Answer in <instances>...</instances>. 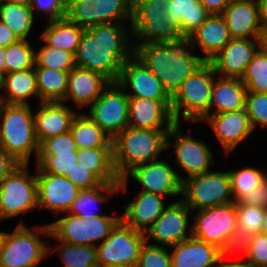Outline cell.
Listing matches in <instances>:
<instances>
[{"label": "cell", "mask_w": 267, "mask_h": 267, "mask_svg": "<svg viewBox=\"0 0 267 267\" xmlns=\"http://www.w3.org/2000/svg\"><path fill=\"white\" fill-rule=\"evenodd\" d=\"M127 23L97 24L87 28L74 54L75 65L117 82L122 65L134 54L132 29Z\"/></svg>", "instance_id": "obj_1"}, {"label": "cell", "mask_w": 267, "mask_h": 267, "mask_svg": "<svg viewBox=\"0 0 267 267\" xmlns=\"http://www.w3.org/2000/svg\"><path fill=\"white\" fill-rule=\"evenodd\" d=\"M193 49L191 38L185 36L172 42L139 45L134 54L172 97L183 81L205 63L202 57L192 54Z\"/></svg>", "instance_id": "obj_2"}, {"label": "cell", "mask_w": 267, "mask_h": 267, "mask_svg": "<svg viewBox=\"0 0 267 267\" xmlns=\"http://www.w3.org/2000/svg\"><path fill=\"white\" fill-rule=\"evenodd\" d=\"M168 130L136 129L130 126L112 139L113 166L122 179L135 166L159 160L166 151Z\"/></svg>", "instance_id": "obj_3"}, {"label": "cell", "mask_w": 267, "mask_h": 267, "mask_svg": "<svg viewBox=\"0 0 267 267\" xmlns=\"http://www.w3.org/2000/svg\"><path fill=\"white\" fill-rule=\"evenodd\" d=\"M0 147L20 164H29L32 153L37 158L40 144L31 104L0 102Z\"/></svg>", "instance_id": "obj_4"}, {"label": "cell", "mask_w": 267, "mask_h": 267, "mask_svg": "<svg viewBox=\"0 0 267 267\" xmlns=\"http://www.w3.org/2000/svg\"><path fill=\"white\" fill-rule=\"evenodd\" d=\"M216 76L213 65L205 62L183 81L172 96L171 112L176 123H180V114L185 121L194 123H201L210 115L211 94Z\"/></svg>", "instance_id": "obj_5"}, {"label": "cell", "mask_w": 267, "mask_h": 267, "mask_svg": "<svg viewBox=\"0 0 267 267\" xmlns=\"http://www.w3.org/2000/svg\"><path fill=\"white\" fill-rule=\"evenodd\" d=\"M41 235L50 237L49 224L30 229L24 222H20L14 231L6 232L0 267L38 266L43 258L49 256L51 250L48 242L41 240Z\"/></svg>", "instance_id": "obj_6"}, {"label": "cell", "mask_w": 267, "mask_h": 267, "mask_svg": "<svg viewBox=\"0 0 267 267\" xmlns=\"http://www.w3.org/2000/svg\"><path fill=\"white\" fill-rule=\"evenodd\" d=\"M121 221V215H102L86 219L66 212V215L49 223L50 237L73 245H95L103 242Z\"/></svg>", "instance_id": "obj_7"}, {"label": "cell", "mask_w": 267, "mask_h": 267, "mask_svg": "<svg viewBox=\"0 0 267 267\" xmlns=\"http://www.w3.org/2000/svg\"><path fill=\"white\" fill-rule=\"evenodd\" d=\"M28 164H19L0 182V220L12 218L38 208L36 174Z\"/></svg>", "instance_id": "obj_8"}, {"label": "cell", "mask_w": 267, "mask_h": 267, "mask_svg": "<svg viewBox=\"0 0 267 267\" xmlns=\"http://www.w3.org/2000/svg\"><path fill=\"white\" fill-rule=\"evenodd\" d=\"M181 195L182 200L193 213L201 209L235 202L228 171H209L186 179L182 183Z\"/></svg>", "instance_id": "obj_9"}, {"label": "cell", "mask_w": 267, "mask_h": 267, "mask_svg": "<svg viewBox=\"0 0 267 267\" xmlns=\"http://www.w3.org/2000/svg\"><path fill=\"white\" fill-rule=\"evenodd\" d=\"M128 109L129 96L117 82H110L89 106L87 115L113 139L128 127Z\"/></svg>", "instance_id": "obj_10"}, {"label": "cell", "mask_w": 267, "mask_h": 267, "mask_svg": "<svg viewBox=\"0 0 267 267\" xmlns=\"http://www.w3.org/2000/svg\"><path fill=\"white\" fill-rule=\"evenodd\" d=\"M181 126L175 123L167 132L166 150L175 148L176 164L183 168L188 176L181 178V183L191 177L211 171L214 165L213 154L204 141L194 139L189 134H182ZM173 138V139H172ZM173 140V141H171Z\"/></svg>", "instance_id": "obj_11"}, {"label": "cell", "mask_w": 267, "mask_h": 267, "mask_svg": "<svg viewBox=\"0 0 267 267\" xmlns=\"http://www.w3.org/2000/svg\"><path fill=\"white\" fill-rule=\"evenodd\" d=\"M145 242L143 232L120 221L110 235L97 244L98 265L126 264L136 267Z\"/></svg>", "instance_id": "obj_12"}, {"label": "cell", "mask_w": 267, "mask_h": 267, "mask_svg": "<svg viewBox=\"0 0 267 267\" xmlns=\"http://www.w3.org/2000/svg\"><path fill=\"white\" fill-rule=\"evenodd\" d=\"M66 17L84 29L128 20L132 23L133 0H81L67 10Z\"/></svg>", "instance_id": "obj_13"}, {"label": "cell", "mask_w": 267, "mask_h": 267, "mask_svg": "<svg viewBox=\"0 0 267 267\" xmlns=\"http://www.w3.org/2000/svg\"><path fill=\"white\" fill-rule=\"evenodd\" d=\"M129 176L142 186V191L163 197L182 194V176L177 174L167 161L156 160L135 166L120 179L119 190H127Z\"/></svg>", "instance_id": "obj_14"}, {"label": "cell", "mask_w": 267, "mask_h": 267, "mask_svg": "<svg viewBox=\"0 0 267 267\" xmlns=\"http://www.w3.org/2000/svg\"><path fill=\"white\" fill-rule=\"evenodd\" d=\"M236 220L235 202L198 210L190 225L192 236L221 250L237 228Z\"/></svg>", "instance_id": "obj_15"}, {"label": "cell", "mask_w": 267, "mask_h": 267, "mask_svg": "<svg viewBox=\"0 0 267 267\" xmlns=\"http://www.w3.org/2000/svg\"><path fill=\"white\" fill-rule=\"evenodd\" d=\"M191 212L181 198L168 204L162 215L144 233L146 241L153 239L156 242L155 245L170 248L189 239L192 237V228H189V236L186 233Z\"/></svg>", "instance_id": "obj_16"}, {"label": "cell", "mask_w": 267, "mask_h": 267, "mask_svg": "<svg viewBox=\"0 0 267 267\" xmlns=\"http://www.w3.org/2000/svg\"><path fill=\"white\" fill-rule=\"evenodd\" d=\"M117 83L129 97L172 100L160 80L135 54L122 65ZM127 89H131L130 93Z\"/></svg>", "instance_id": "obj_17"}, {"label": "cell", "mask_w": 267, "mask_h": 267, "mask_svg": "<svg viewBox=\"0 0 267 267\" xmlns=\"http://www.w3.org/2000/svg\"><path fill=\"white\" fill-rule=\"evenodd\" d=\"M36 173L38 207L52 211L56 214L55 217L68 212L80 188L66 176L46 172Z\"/></svg>", "instance_id": "obj_18"}, {"label": "cell", "mask_w": 267, "mask_h": 267, "mask_svg": "<svg viewBox=\"0 0 267 267\" xmlns=\"http://www.w3.org/2000/svg\"><path fill=\"white\" fill-rule=\"evenodd\" d=\"M172 100L129 97L128 126L136 129L169 130L176 122Z\"/></svg>", "instance_id": "obj_19"}, {"label": "cell", "mask_w": 267, "mask_h": 267, "mask_svg": "<svg viewBox=\"0 0 267 267\" xmlns=\"http://www.w3.org/2000/svg\"><path fill=\"white\" fill-rule=\"evenodd\" d=\"M260 47V38H232L210 63L217 76L242 78L247 65Z\"/></svg>", "instance_id": "obj_20"}, {"label": "cell", "mask_w": 267, "mask_h": 267, "mask_svg": "<svg viewBox=\"0 0 267 267\" xmlns=\"http://www.w3.org/2000/svg\"><path fill=\"white\" fill-rule=\"evenodd\" d=\"M209 123L214 135L228 155L247 140L253 132L246 109L208 115L203 122Z\"/></svg>", "instance_id": "obj_21"}, {"label": "cell", "mask_w": 267, "mask_h": 267, "mask_svg": "<svg viewBox=\"0 0 267 267\" xmlns=\"http://www.w3.org/2000/svg\"><path fill=\"white\" fill-rule=\"evenodd\" d=\"M110 82L99 72L75 66L69 72L68 88L63 102L72 100L77 108L83 109L95 102Z\"/></svg>", "instance_id": "obj_22"}, {"label": "cell", "mask_w": 267, "mask_h": 267, "mask_svg": "<svg viewBox=\"0 0 267 267\" xmlns=\"http://www.w3.org/2000/svg\"><path fill=\"white\" fill-rule=\"evenodd\" d=\"M36 109L34 124L39 144L50 137L70 131L72 121L77 115L64 102H40Z\"/></svg>", "instance_id": "obj_23"}, {"label": "cell", "mask_w": 267, "mask_h": 267, "mask_svg": "<svg viewBox=\"0 0 267 267\" xmlns=\"http://www.w3.org/2000/svg\"><path fill=\"white\" fill-rule=\"evenodd\" d=\"M134 50L147 43H166L181 39L182 29L179 22L173 20L169 14L157 18H132L130 23ZM143 39V41H142Z\"/></svg>", "instance_id": "obj_24"}, {"label": "cell", "mask_w": 267, "mask_h": 267, "mask_svg": "<svg viewBox=\"0 0 267 267\" xmlns=\"http://www.w3.org/2000/svg\"><path fill=\"white\" fill-rule=\"evenodd\" d=\"M222 15L232 38L254 39L261 37L262 28L258 2L232 0Z\"/></svg>", "instance_id": "obj_25"}, {"label": "cell", "mask_w": 267, "mask_h": 267, "mask_svg": "<svg viewBox=\"0 0 267 267\" xmlns=\"http://www.w3.org/2000/svg\"><path fill=\"white\" fill-rule=\"evenodd\" d=\"M189 37L193 48L198 47L203 52L205 62H210L232 39L222 14H210Z\"/></svg>", "instance_id": "obj_26"}, {"label": "cell", "mask_w": 267, "mask_h": 267, "mask_svg": "<svg viewBox=\"0 0 267 267\" xmlns=\"http://www.w3.org/2000/svg\"><path fill=\"white\" fill-rule=\"evenodd\" d=\"M163 196L140 191L135 200L130 201L121 215V221L134 230L145 233L165 210Z\"/></svg>", "instance_id": "obj_27"}, {"label": "cell", "mask_w": 267, "mask_h": 267, "mask_svg": "<svg viewBox=\"0 0 267 267\" xmlns=\"http://www.w3.org/2000/svg\"><path fill=\"white\" fill-rule=\"evenodd\" d=\"M171 267H216L220 250L193 236L171 246Z\"/></svg>", "instance_id": "obj_28"}, {"label": "cell", "mask_w": 267, "mask_h": 267, "mask_svg": "<svg viewBox=\"0 0 267 267\" xmlns=\"http://www.w3.org/2000/svg\"><path fill=\"white\" fill-rule=\"evenodd\" d=\"M246 94L247 89L241 78L216 76L211 94L210 115L245 109Z\"/></svg>", "instance_id": "obj_29"}, {"label": "cell", "mask_w": 267, "mask_h": 267, "mask_svg": "<svg viewBox=\"0 0 267 267\" xmlns=\"http://www.w3.org/2000/svg\"><path fill=\"white\" fill-rule=\"evenodd\" d=\"M2 90L7 93L3 94ZM32 96L39 98L34 68L11 72L0 79L1 103L29 105Z\"/></svg>", "instance_id": "obj_30"}, {"label": "cell", "mask_w": 267, "mask_h": 267, "mask_svg": "<svg viewBox=\"0 0 267 267\" xmlns=\"http://www.w3.org/2000/svg\"><path fill=\"white\" fill-rule=\"evenodd\" d=\"M40 38L50 47L67 50L75 54L81 37L86 29L69 20L67 17L47 21Z\"/></svg>", "instance_id": "obj_31"}, {"label": "cell", "mask_w": 267, "mask_h": 267, "mask_svg": "<svg viewBox=\"0 0 267 267\" xmlns=\"http://www.w3.org/2000/svg\"><path fill=\"white\" fill-rule=\"evenodd\" d=\"M166 13L179 22L182 36L189 37L210 15L199 0H167Z\"/></svg>", "instance_id": "obj_32"}, {"label": "cell", "mask_w": 267, "mask_h": 267, "mask_svg": "<svg viewBox=\"0 0 267 267\" xmlns=\"http://www.w3.org/2000/svg\"><path fill=\"white\" fill-rule=\"evenodd\" d=\"M77 163L94 173L103 183H119L113 166L112 148L78 149Z\"/></svg>", "instance_id": "obj_33"}, {"label": "cell", "mask_w": 267, "mask_h": 267, "mask_svg": "<svg viewBox=\"0 0 267 267\" xmlns=\"http://www.w3.org/2000/svg\"><path fill=\"white\" fill-rule=\"evenodd\" d=\"M70 133L78 149L112 148V138L87 114L77 113L72 121Z\"/></svg>", "instance_id": "obj_34"}, {"label": "cell", "mask_w": 267, "mask_h": 267, "mask_svg": "<svg viewBox=\"0 0 267 267\" xmlns=\"http://www.w3.org/2000/svg\"><path fill=\"white\" fill-rule=\"evenodd\" d=\"M40 102H63L70 71L34 67Z\"/></svg>", "instance_id": "obj_35"}, {"label": "cell", "mask_w": 267, "mask_h": 267, "mask_svg": "<svg viewBox=\"0 0 267 267\" xmlns=\"http://www.w3.org/2000/svg\"><path fill=\"white\" fill-rule=\"evenodd\" d=\"M118 192H120L119 183H103L93 188L80 189L68 213L86 219L102 216V214L92 211L95 210L92 206L97 203H105L110 199V195Z\"/></svg>", "instance_id": "obj_36"}, {"label": "cell", "mask_w": 267, "mask_h": 267, "mask_svg": "<svg viewBox=\"0 0 267 267\" xmlns=\"http://www.w3.org/2000/svg\"><path fill=\"white\" fill-rule=\"evenodd\" d=\"M0 21L5 23L20 40H27L33 28L34 14L30 4L0 1Z\"/></svg>", "instance_id": "obj_37"}, {"label": "cell", "mask_w": 267, "mask_h": 267, "mask_svg": "<svg viewBox=\"0 0 267 267\" xmlns=\"http://www.w3.org/2000/svg\"><path fill=\"white\" fill-rule=\"evenodd\" d=\"M55 248L63 260L64 267H97V247L95 245H73L65 242Z\"/></svg>", "instance_id": "obj_38"}, {"label": "cell", "mask_w": 267, "mask_h": 267, "mask_svg": "<svg viewBox=\"0 0 267 267\" xmlns=\"http://www.w3.org/2000/svg\"><path fill=\"white\" fill-rule=\"evenodd\" d=\"M35 50L29 40H19L5 48V74L35 67Z\"/></svg>", "instance_id": "obj_39"}, {"label": "cell", "mask_w": 267, "mask_h": 267, "mask_svg": "<svg viewBox=\"0 0 267 267\" xmlns=\"http://www.w3.org/2000/svg\"><path fill=\"white\" fill-rule=\"evenodd\" d=\"M247 92H267V51L260 47L242 76Z\"/></svg>", "instance_id": "obj_40"}, {"label": "cell", "mask_w": 267, "mask_h": 267, "mask_svg": "<svg viewBox=\"0 0 267 267\" xmlns=\"http://www.w3.org/2000/svg\"><path fill=\"white\" fill-rule=\"evenodd\" d=\"M231 179V191L234 201H239L245 194L253 191L267 174L255 167H244L228 171Z\"/></svg>", "instance_id": "obj_41"}, {"label": "cell", "mask_w": 267, "mask_h": 267, "mask_svg": "<svg viewBox=\"0 0 267 267\" xmlns=\"http://www.w3.org/2000/svg\"><path fill=\"white\" fill-rule=\"evenodd\" d=\"M74 54L59 48L50 47L46 43L35 52V67L70 71L75 67Z\"/></svg>", "instance_id": "obj_42"}, {"label": "cell", "mask_w": 267, "mask_h": 267, "mask_svg": "<svg viewBox=\"0 0 267 267\" xmlns=\"http://www.w3.org/2000/svg\"><path fill=\"white\" fill-rule=\"evenodd\" d=\"M36 164V172L66 176L77 165V151L57 153L56 155H38Z\"/></svg>", "instance_id": "obj_43"}, {"label": "cell", "mask_w": 267, "mask_h": 267, "mask_svg": "<svg viewBox=\"0 0 267 267\" xmlns=\"http://www.w3.org/2000/svg\"><path fill=\"white\" fill-rule=\"evenodd\" d=\"M237 227L249 233H261L266 208L235 202Z\"/></svg>", "instance_id": "obj_44"}, {"label": "cell", "mask_w": 267, "mask_h": 267, "mask_svg": "<svg viewBox=\"0 0 267 267\" xmlns=\"http://www.w3.org/2000/svg\"><path fill=\"white\" fill-rule=\"evenodd\" d=\"M245 109L252 128H267V92H247Z\"/></svg>", "instance_id": "obj_45"}, {"label": "cell", "mask_w": 267, "mask_h": 267, "mask_svg": "<svg viewBox=\"0 0 267 267\" xmlns=\"http://www.w3.org/2000/svg\"><path fill=\"white\" fill-rule=\"evenodd\" d=\"M147 243L142 247L136 267H171V255L166 246Z\"/></svg>", "instance_id": "obj_46"}, {"label": "cell", "mask_w": 267, "mask_h": 267, "mask_svg": "<svg viewBox=\"0 0 267 267\" xmlns=\"http://www.w3.org/2000/svg\"><path fill=\"white\" fill-rule=\"evenodd\" d=\"M252 234L244 231L242 229H239L238 227L231 233V236L229 239L226 240L224 246L220 250V256L229 255V259H231V256H233L235 253L239 256L246 257L248 256V250L251 243ZM239 254H238V253Z\"/></svg>", "instance_id": "obj_47"}, {"label": "cell", "mask_w": 267, "mask_h": 267, "mask_svg": "<svg viewBox=\"0 0 267 267\" xmlns=\"http://www.w3.org/2000/svg\"><path fill=\"white\" fill-rule=\"evenodd\" d=\"M78 151L70 131L50 137L40 144L38 155H56L57 153Z\"/></svg>", "instance_id": "obj_48"}, {"label": "cell", "mask_w": 267, "mask_h": 267, "mask_svg": "<svg viewBox=\"0 0 267 267\" xmlns=\"http://www.w3.org/2000/svg\"><path fill=\"white\" fill-rule=\"evenodd\" d=\"M167 7V0H133V18L162 17Z\"/></svg>", "instance_id": "obj_49"}, {"label": "cell", "mask_w": 267, "mask_h": 267, "mask_svg": "<svg viewBox=\"0 0 267 267\" xmlns=\"http://www.w3.org/2000/svg\"><path fill=\"white\" fill-rule=\"evenodd\" d=\"M246 260L254 267H267V234H253Z\"/></svg>", "instance_id": "obj_50"}, {"label": "cell", "mask_w": 267, "mask_h": 267, "mask_svg": "<svg viewBox=\"0 0 267 267\" xmlns=\"http://www.w3.org/2000/svg\"><path fill=\"white\" fill-rule=\"evenodd\" d=\"M30 7L33 14L37 11L38 13L43 12L48 14V22L63 19L67 14V9L65 8L63 0H31Z\"/></svg>", "instance_id": "obj_51"}, {"label": "cell", "mask_w": 267, "mask_h": 267, "mask_svg": "<svg viewBox=\"0 0 267 267\" xmlns=\"http://www.w3.org/2000/svg\"><path fill=\"white\" fill-rule=\"evenodd\" d=\"M66 177L80 189H89L103 184V182L91 171L77 163Z\"/></svg>", "instance_id": "obj_52"}, {"label": "cell", "mask_w": 267, "mask_h": 267, "mask_svg": "<svg viewBox=\"0 0 267 267\" xmlns=\"http://www.w3.org/2000/svg\"><path fill=\"white\" fill-rule=\"evenodd\" d=\"M239 202L267 208V176L260 181L253 191L245 194Z\"/></svg>", "instance_id": "obj_53"}, {"label": "cell", "mask_w": 267, "mask_h": 267, "mask_svg": "<svg viewBox=\"0 0 267 267\" xmlns=\"http://www.w3.org/2000/svg\"><path fill=\"white\" fill-rule=\"evenodd\" d=\"M19 164L20 163L0 147V182Z\"/></svg>", "instance_id": "obj_54"}, {"label": "cell", "mask_w": 267, "mask_h": 267, "mask_svg": "<svg viewBox=\"0 0 267 267\" xmlns=\"http://www.w3.org/2000/svg\"><path fill=\"white\" fill-rule=\"evenodd\" d=\"M20 39L15 33L2 21H0V47L7 46L18 42Z\"/></svg>", "instance_id": "obj_55"}, {"label": "cell", "mask_w": 267, "mask_h": 267, "mask_svg": "<svg viewBox=\"0 0 267 267\" xmlns=\"http://www.w3.org/2000/svg\"><path fill=\"white\" fill-rule=\"evenodd\" d=\"M210 14H222L232 0H199Z\"/></svg>", "instance_id": "obj_56"}, {"label": "cell", "mask_w": 267, "mask_h": 267, "mask_svg": "<svg viewBox=\"0 0 267 267\" xmlns=\"http://www.w3.org/2000/svg\"><path fill=\"white\" fill-rule=\"evenodd\" d=\"M216 267H254V266L251 265L247 260L246 261L244 260V262L241 260H237V257L236 260L227 263L224 260V257L220 256L217 261Z\"/></svg>", "instance_id": "obj_57"}, {"label": "cell", "mask_w": 267, "mask_h": 267, "mask_svg": "<svg viewBox=\"0 0 267 267\" xmlns=\"http://www.w3.org/2000/svg\"><path fill=\"white\" fill-rule=\"evenodd\" d=\"M259 19L262 30L267 28V0H258Z\"/></svg>", "instance_id": "obj_58"}, {"label": "cell", "mask_w": 267, "mask_h": 267, "mask_svg": "<svg viewBox=\"0 0 267 267\" xmlns=\"http://www.w3.org/2000/svg\"><path fill=\"white\" fill-rule=\"evenodd\" d=\"M5 48L0 47V79L5 75Z\"/></svg>", "instance_id": "obj_59"}, {"label": "cell", "mask_w": 267, "mask_h": 267, "mask_svg": "<svg viewBox=\"0 0 267 267\" xmlns=\"http://www.w3.org/2000/svg\"><path fill=\"white\" fill-rule=\"evenodd\" d=\"M261 47L267 51V28L262 30V34L260 37Z\"/></svg>", "instance_id": "obj_60"}, {"label": "cell", "mask_w": 267, "mask_h": 267, "mask_svg": "<svg viewBox=\"0 0 267 267\" xmlns=\"http://www.w3.org/2000/svg\"><path fill=\"white\" fill-rule=\"evenodd\" d=\"M261 233L267 234V208H266V211H265V217H264V220H263Z\"/></svg>", "instance_id": "obj_61"}, {"label": "cell", "mask_w": 267, "mask_h": 267, "mask_svg": "<svg viewBox=\"0 0 267 267\" xmlns=\"http://www.w3.org/2000/svg\"><path fill=\"white\" fill-rule=\"evenodd\" d=\"M9 3H21V4H30L31 0H0Z\"/></svg>", "instance_id": "obj_62"}, {"label": "cell", "mask_w": 267, "mask_h": 267, "mask_svg": "<svg viewBox=\"0 0 267 267\" xmlns=\"http://www.w3.org/2000/svg\"><path fill=\"white\" fill-rule=\"evenodd\" d=\"M81 0H63L65 8L68 10L74 3Z\"/></svg>", "instance_id": "obj_63"}, {"label": "cell", "mask_w": 267, "mask_h": 267, "mask_svg": "<svg viewBox=\"0 0 267 267\" xmlns=\"http://www.w3.org/2000/svg\"><path fill=\"white\" fill-rule=\"evenodd\" d=\"M5 236H6V231H0V255H1L2 247H3V243L5 240Z\"/></svg>", "instance_id": "obj_64"}, {"label": "cell", "mask_w": 267, "mask_h": 267, "mask_svg": "<svg viewBox=\"0 0 267 267\" xmlns=\"http://www.w3.org/2000/svg\"><path fill=\"white\" fill-rule=\"evenodd\" d=\"M97 267H134L126 264L98 265Z\"/></svg>", "instance_id": "obj_65"}, {"label": "cell", "mask_w": 267, "mask_h": 267, "mask_svg": "<svg viewBox=\"0 0 267 267\" xmlns=\"http://www.w3.org/2000/svg\"><path fill=\"white\" fill-rule=\"evenodd\" d=\"M244 1H254V2H257L258 0H244Z\"/></svg>", "instance_id": "obj_66"}]
</instances>
